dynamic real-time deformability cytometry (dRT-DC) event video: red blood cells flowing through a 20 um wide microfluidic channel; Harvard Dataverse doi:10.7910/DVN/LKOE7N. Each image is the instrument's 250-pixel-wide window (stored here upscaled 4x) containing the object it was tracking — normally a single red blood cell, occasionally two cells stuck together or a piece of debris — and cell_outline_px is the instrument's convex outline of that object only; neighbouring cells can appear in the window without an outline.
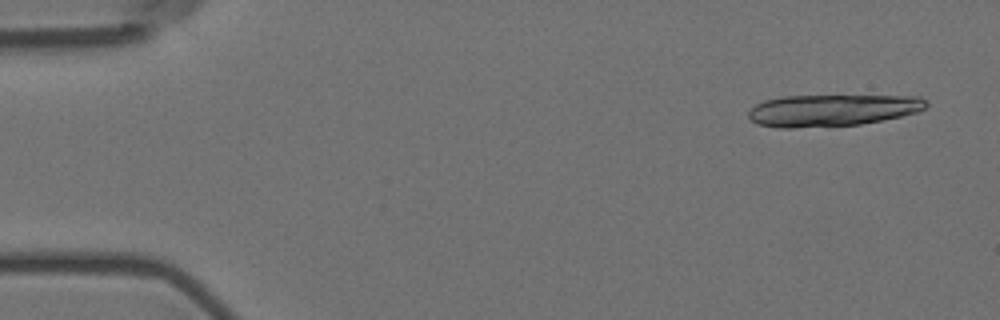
{"species": "Egyptian fruit bat (a non-hibernating species)", "species_latin": "Rousettus aegyptiacus", "temperature_condition": "room temperature", "stored_images_in_passage": 6, "camera_frame_rate_fps": 3000, "um_per_image_px": 0.085, "animal": {"sex": "female"}, "frame": {"image": 1, "passage_image": 1, "time_ms": 0.0, "image_size_px": [1000, 320], "cell_outline_px": [[928, 104], [924, 108], [916, 112], [900, 116], [860, 124], [792, 128], [780, 128], [756, 124], [748, 116], [748, 112], [756, 104], [764, 100], [784, 96], [920, 96]], "centroid_in_image_um": [70.69, 9.37], "position_along_channel_um": 14.3, "area_um2": 32.66}}